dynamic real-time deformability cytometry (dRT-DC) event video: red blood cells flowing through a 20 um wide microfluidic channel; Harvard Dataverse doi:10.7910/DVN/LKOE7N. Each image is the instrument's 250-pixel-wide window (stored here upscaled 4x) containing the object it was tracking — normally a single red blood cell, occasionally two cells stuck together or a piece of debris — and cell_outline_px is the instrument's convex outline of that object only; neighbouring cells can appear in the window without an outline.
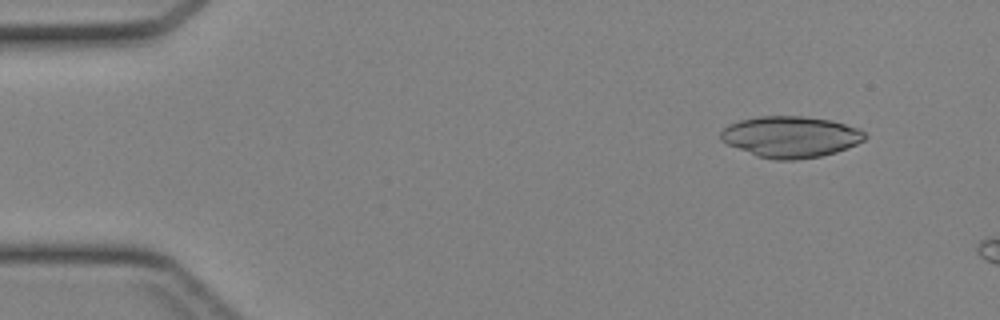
{"species": "Egyptian fruit bat (a non-hibernating species)", "species_latin": "Rousettus aegyptiacus", "temperature_condition": "cold", "stored_images_in_passage": 41, "camera_frame_rate_fps": 3000, "um_per_image_px": 0.085, "animal": {"sex": "female"}, "frame": {"image": 1, "passage_image": 2, "time_ms": 0.333, "image_size_px": [1000, 320], "cell_outline_px": [[868, 136], [864, 140], [848, 148], [836, 152], [820, 156], [796, 160], [776, 160], [756, 156], [728, 144], [720, 140], [720, 132], [728, 124], [740, 120], [756, 116], [804, 116], [832, 120], [860, 128]], "centroid_in_image_um": [67.21, 11.62], "position_along_channel_um": 17.8, "area_um2": 34.91}}